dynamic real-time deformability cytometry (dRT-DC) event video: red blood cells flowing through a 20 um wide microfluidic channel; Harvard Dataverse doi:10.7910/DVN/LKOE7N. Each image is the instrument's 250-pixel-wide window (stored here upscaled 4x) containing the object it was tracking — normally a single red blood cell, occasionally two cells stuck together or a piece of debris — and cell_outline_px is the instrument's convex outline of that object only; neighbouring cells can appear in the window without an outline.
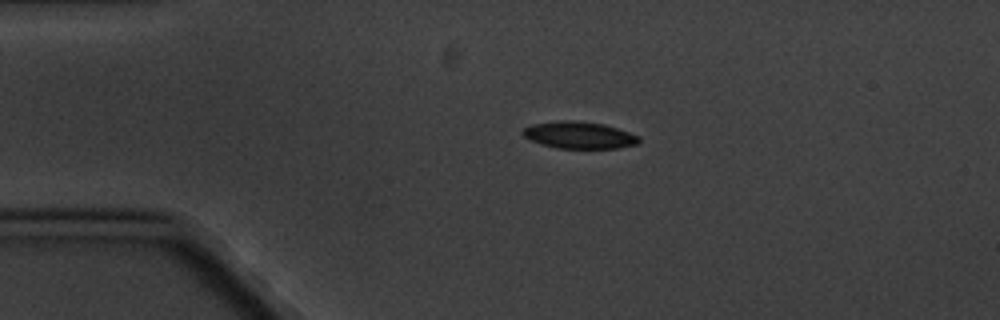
{"species": "common noctule bat (a hibernating species)", "species_latin": "Nyctalus noctula", "temperature_condition": "cold", "stored_images_in_passage": 3, "camera_frame_rate_fps": 3000, "um_per_image_px": 0.085, "animal": {"sex": "male", "body_mass_g": 20.1, "forearm_length_mm": 53.5}, "frame": {"image": 1, "passage_image": 1, "time_ms": 0.0, "image_size_px": [1000, 320], "cell_outline_px": [[640, 140], [636, 144], [616, 148], [556, 148], [540, 144], [524, 136], [520, 132], [524, 128], [532, 124], [560, 120], [572, 120], [604, 124], [640, 136]], "centroid_in_image_um": [49.2, 11.48], "position_along_channel_um": 35.8, "area_um2": 18.15}}